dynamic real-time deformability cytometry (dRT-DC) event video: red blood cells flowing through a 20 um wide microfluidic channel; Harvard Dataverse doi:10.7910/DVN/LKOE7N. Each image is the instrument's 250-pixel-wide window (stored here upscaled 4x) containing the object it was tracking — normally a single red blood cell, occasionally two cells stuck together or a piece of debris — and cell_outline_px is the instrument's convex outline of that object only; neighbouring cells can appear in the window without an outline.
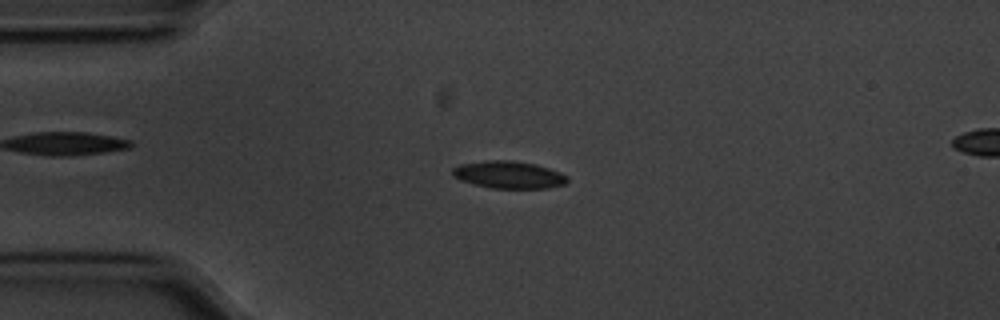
{"species": "common noctule bat (a hibernating species)", "species_latin": "Nyctalus noctula", "temperature_condition": "cold", "stored_images_in_passage": 56, "camera_frame_rate_fps": 3000, "um_per_image_px": 0.085, "animal": {"sex": "male", "body_mass_g": 20.1, "forearm_length_mm": 53.5}, "frame": {"image": 1, "passage_image": 13, "time_ms": 4.0, "image_size_px": [1000, 320], "cell_outline_px": [[568, 180], [564, 184], [548, 188], [492, 188], [460, 180], [452, 176], [452, 168], [460, 164], [488, 160], [512, 160], [536, 164], [560, 172], [568, 176]], "centroid_in_image_um": [43.24, 14.85], "position_along_channel_um": 41.8, "area_um2": 18.26}}
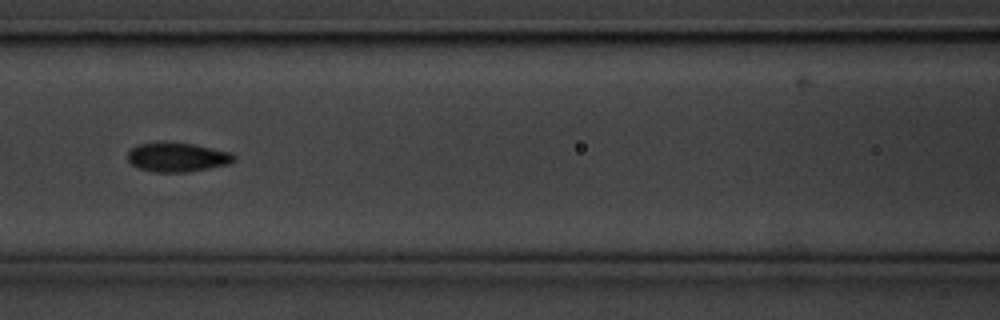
{"frame": {"image": 2, "passage_image": 24, "time_ms": 7.667, "image_size_px": [1000, 320], "cell_outline_px": [[236, 160], [228, 164], [188, 172], [156, 172], [140, 168], [132, 164], [128, 160], [128, 152], [132, 148], [140, 144], [160, 140], [164, 140], [192, 144], [232, 152], [236, 156]], "centroid_in_image_um": [15.08, 13.33], "position_along_channel_um": 151.5, "area_um2": 18.32}}
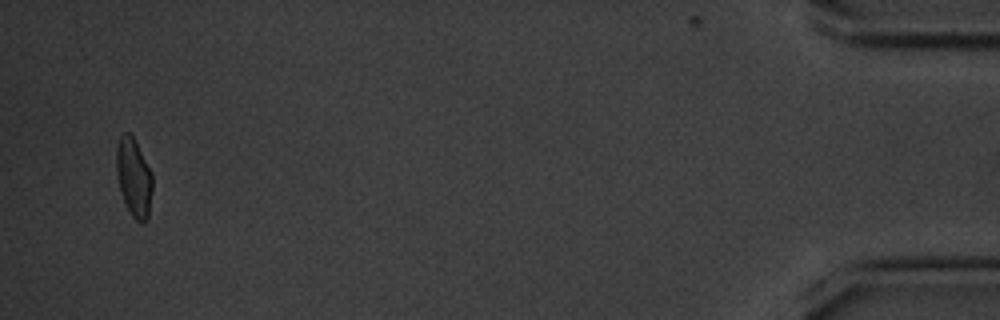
{"frame": {"image": 3, "passage_image": 54, "time_ms": 17.667, "image_size_px": [1000, 320], "cell_outline_px": [[152, 192], [148, 220], [144, 224], [140, 224], [132, 216], [120, 192], [116, 172], [116, 148], [120, 136], [124, 132], [128, 132], [132, 136], [152, 172]], "centroid_in_image_um": [11.38, 15.13], "position_along_channel_um": 423.8, "area_um2": 16.59}, "authors_computed_cell_mechanics": {"area_um2": 17.0221, "velocity_mm_per_s": 3.5616, "shape_relaxation_time_tau1_ms": null, "shape_relaxation_time_tau2_ms": 1.1914, "deformation_change_tau1": null, "deformation_change_tau2": 0.06}}